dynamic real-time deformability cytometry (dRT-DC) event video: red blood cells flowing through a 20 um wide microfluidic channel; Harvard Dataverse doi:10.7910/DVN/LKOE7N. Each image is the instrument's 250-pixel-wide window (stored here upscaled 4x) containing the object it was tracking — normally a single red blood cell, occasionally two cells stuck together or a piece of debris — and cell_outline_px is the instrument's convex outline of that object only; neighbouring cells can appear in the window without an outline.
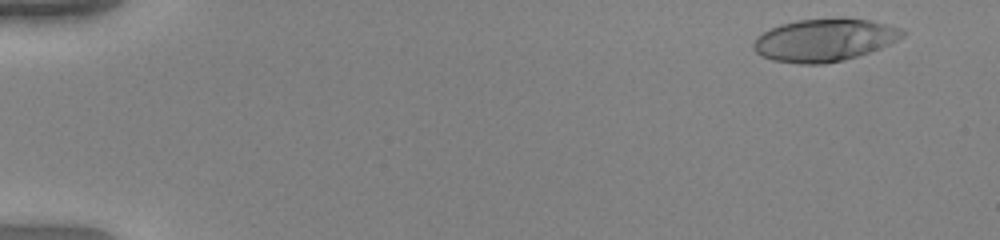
{"species": "human", "species_latin": "Homo sapiens", "temperature_condition": "warm", "stored_images_in_passage": 52, "camera_frame_rate_fps": 3000, "um_per_image_px": 0.085, "donor": {"sex": "female"}, "frame": {"image": 1, "passage_image": 3, "time_ms": 0.667, "image_size_px": [1000, 240], "cell_outline_px": [[908, 32], [904, 36], [880, 48], [856, 56], [824, 64], [800, 64], [772, 60], [760, 56], [752, 48], [752, 44], [756, 36], [780, 24], [796, 20], [836, 16], [844, 16], [872, 20], [904, 28]], "centroid_in_image_um": [70.09, 3.36], "position_along_channel_um": 14.9, "area_um2": 37.74}}
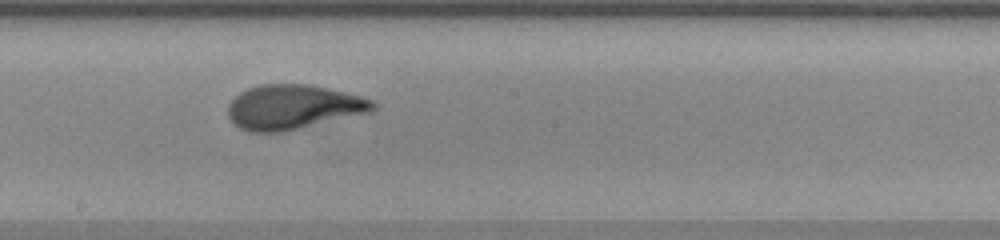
{"frame": {"image": 2, "passage_image": 30, "time_ms": 9.667, "image_size_px": [1000, 240], "cell_outline_px": [[376, 108], [372, 112], [280, 132], [248, 132], [240, 128], [228, 116], [228, 104], [240, 92], [248, 88], [260, 84], [308, 84], [328, 88], [360, 96], [372, 100], [376, 104]], "centroid_in_image_um": [24.92, 9.09], "position_along_channel_um": 223.3, "area_um2": 37.45}}
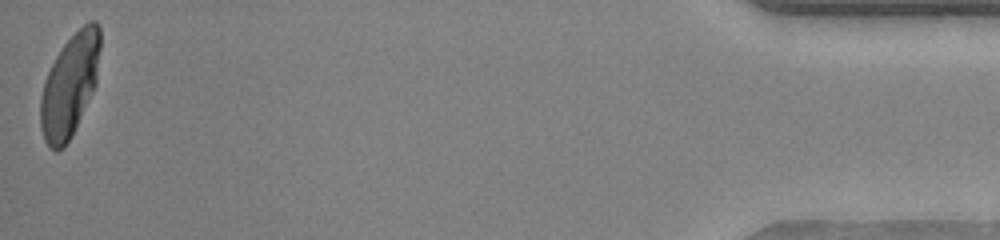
{"frame": {"image": 3, "passage_image": 52, "time_ms": 17.0, "image_size_px": [1000, 240], "cell_outline_px": [[100, 48], [96, 84], [72, 136], [64, 148], [56, 152], [48, 148], [44, 140], [40, 128], [40, 96], [44, 80], [56, 56], [64, 44], [88, 20], [96, 20], [100, 28]], "centroid_in_image_um": [5.91, 7.3], "position_along_channel_um": 429.3, "area_um2": 35.84}, "authors_computed_cell_mechanics": {"area_um2": 36.8186, "velocity_mm_per_s": 3.9575, "shape_relaxation_time_tau1_ms": 5.6461, "shape_relaxation_time_tau2_ms": null, "deformation_change_tau1": 0.3083, "deformation_change_tau2": null}}